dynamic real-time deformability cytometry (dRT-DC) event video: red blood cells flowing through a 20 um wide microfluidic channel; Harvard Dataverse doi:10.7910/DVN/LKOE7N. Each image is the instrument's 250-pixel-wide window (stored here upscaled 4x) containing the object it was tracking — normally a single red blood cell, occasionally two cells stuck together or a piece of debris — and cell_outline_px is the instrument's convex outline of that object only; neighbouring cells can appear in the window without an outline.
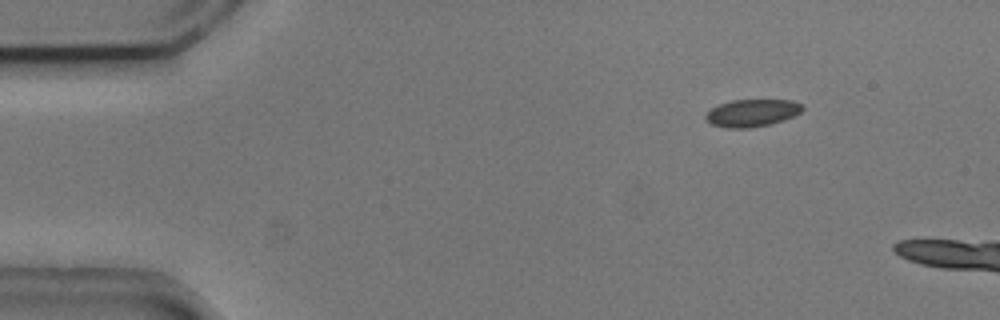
{"species": "common noctule bat (a hibernating species)", "species_latin": "Nyctalus noctula", "temperature_condition": "cold", "stored_images_in_passage": 43, "camera_frame_rate_fps": 3000, "um_per_image_px": 0.085, "animal": {"sex": "male", "body_mass_g": 20.5, "forearm_length_mm": 52.5}, "frame": {"image": 1, "passage_image": 1, "time_ms": 0.0, "image_size_px": [1000, 320], "cell_outline_px": [[804, 108], [800, 112], [792, 116], [768, 124], [748, 128], [728, 128], [712, 124], [704, 116], [712, 108], [720, 104], [732, 100], [792, 100], [804, 104]], "centroid_in_image_um": [63.94, 9.58], "position_along_channel_um": 21.1, "area_um2": 15.14}}
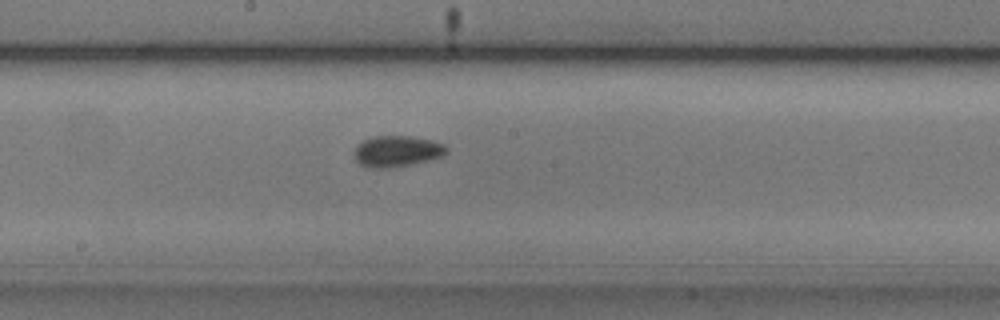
{"frame": {"image": 2, "passage_image": 23, "time_ms": 7.333, "image_size_px": [1000, 320], "cell_outline_px": [[448, 152], [440, 156], [428, 160], [388, 168], [372, 168], [360, 164], [356, 160], [356, 148], [364, 140], [372, 136], [412, 136], [432, 140], [444, 144], [448, 148]], "centroid_in_image_um": [33.77, 12.84], "position_along_channel_um": 214.4, "area_um2": 16.42}}
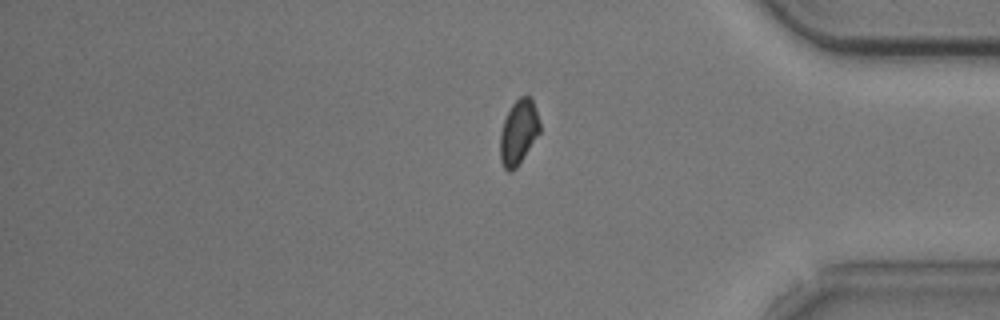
{"frame": {"image": 3, "passage_image": 39, "time_ms": 12.667, "image_size_px": [1000, 320], "cell_outline_px": [[540, 132], [516, 168], [512, 172], [508, 172], [504, 168], [500, 160], [500, 132], [504, 120], [512, 104], [520, 96], [528, 92], [532, 96], [540, 124]], "centroid_in_image_um": [44.08, 11.2], "position_along_channel_um": 391.1, "area_um2": 15.14}}